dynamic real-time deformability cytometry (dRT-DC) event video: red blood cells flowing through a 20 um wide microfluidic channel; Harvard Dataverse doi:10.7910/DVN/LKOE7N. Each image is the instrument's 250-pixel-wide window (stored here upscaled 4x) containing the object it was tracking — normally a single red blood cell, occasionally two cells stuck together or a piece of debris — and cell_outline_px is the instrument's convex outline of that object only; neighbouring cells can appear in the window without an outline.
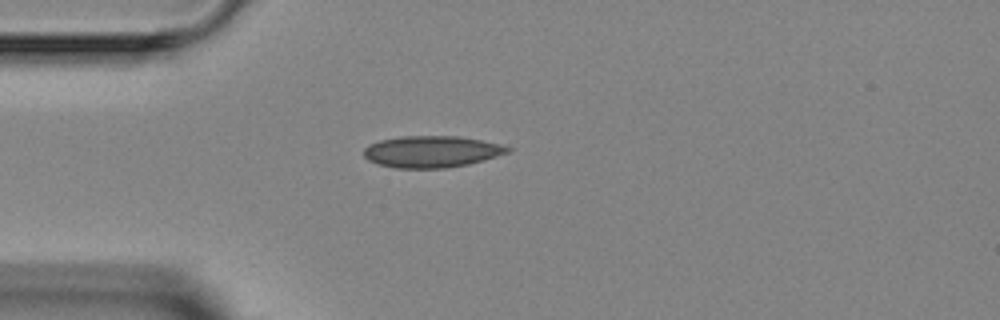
{"species": "Egyptian fruit bat (a non-hibernating species)", "species_latin": "Rousettus aegyptiacus", "temperature_condition": "room temperature", "stored_images_in_passage": 5, "camera_frame_rate_fps": 3000, "um_per_image_px": 0.085, "animal": {"sex": "female"}, "frame": {"image": 1, "passage_image": 5, "time_ms": 5.333, "image_size_px": [1000, 320], "cell_outline_px": [[512, 152], [468, 164], [444, 168], [396, 168], [380, 164], [368, 160], [364, 156], [364, 148], [368, 144], [380, 140], [400, 136], [460, 136], [500, 144], [512, 148]], "centroid_in_image_um": [36.7, 12.88], "position_along_channel_um": 48.3, "area_um2": 26.53}}